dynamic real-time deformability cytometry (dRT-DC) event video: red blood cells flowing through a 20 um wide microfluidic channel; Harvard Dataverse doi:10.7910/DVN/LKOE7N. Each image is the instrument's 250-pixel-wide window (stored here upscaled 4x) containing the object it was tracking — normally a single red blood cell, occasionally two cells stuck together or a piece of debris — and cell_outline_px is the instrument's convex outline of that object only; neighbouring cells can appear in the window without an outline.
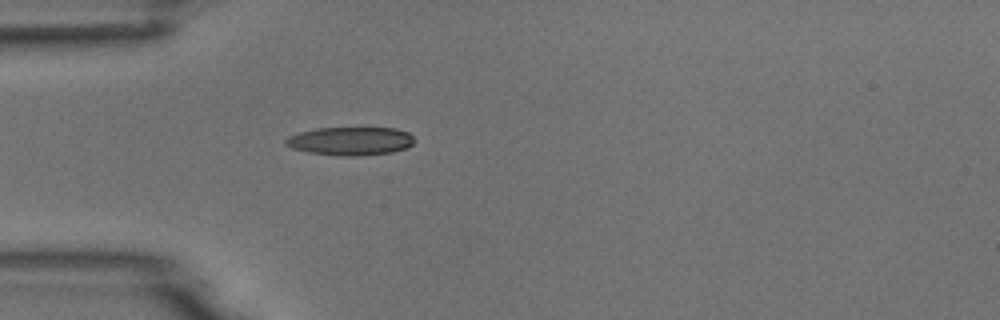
{"species": "common noctule bat (a hibernating species)", "species_latin": "Nyctalus noctula", "temperature_condition": "room temperature", "stored_images_in_passage": 5, "camera_frame_rate_fps": 3000, "um_per_image_px": 0.085, "animal": {"sex": "male", "body_mass_g": 18.8}, "frame": {"image": 1, "passage_image": 5, "time_ms": 4.667, "image_size_px": [1000, 320], "cell_outline_px": [[416, 140], [408, 148], [392, 152], [356, 156], [336, 156], [308, 152], [292, 148], [284, 144], [284, 140], [288, 136], [300, 132], [316, 128], [396, 128], [408, 132]], "centroid_in_image_um": [29.79, 11.99], "position_along_channel_um": 55.2, "area_um2": 21.44}}